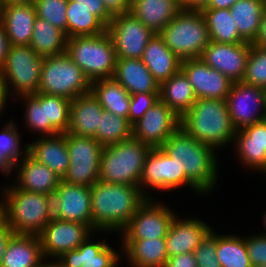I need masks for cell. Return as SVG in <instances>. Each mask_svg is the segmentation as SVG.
I'll list each match as a JSON object with an SVG mask.
<instances>
[{"label": "cell", "instance_id": "1", "mask_svg": "<svg viewBox=\"0 0 266 267\" xmlns=\"http://www.w3.org/2000/svg\"><path fill=\"white\" fill-rule=\"evenodd\" d=\"M90 192L92 231L98 234L120 233L147 200L137 185L112 184L98 180L90 187Z\"/></svg>", "mask_w": 266, "mask_h": 267}, {"label": "cell", "instance_id": "2", "mask_svg": "<svg viewBox=\"0 0 266 267\" xmlns=\"http://www.w3.org/2000/svg\"><path fill=\"white\" fill-rule=\"evenodd\" d=\"M161 148L203 195L213 192L219 178L220 163L214 147L201 143L179 127Z\"/></svg>", "mask_w": 266, "mask_h": 267}, {"label": "cell", "instance_id": "3", "mask_svg": "<svg viewBox=\"0 0 266 267\" xmlns=\"http://www.w3.org/2000/svg\"><path fill=\"white\" fill-rule=\"evenodd\" d=\"M180 121V127L190 136L217 151L234 141L236 129L225 100L197 99Z\"/></svg>", "mask_w": 266, "mask_h": 267}, {"label": "cell", "instance_id": "4", "mask_svg": "<svg viewBox=\"0 0 266 267\" xmlns=\"http://www.w3.org/2000/svg\"><path fill=\"white\" fill-rule=\"evenodd\" d=\"M7 224L16 234L39 235L53 218V195L3 187Z\"/></svg>", "mask_w": 266, "mask_h": 267}, {"label": "cell", "instance_id": "5", "mask_svg": "<svg viewBox=\"0 0 266 267\" xmlns=\"http://www.w3.org/2000/svg\"><path fill=\"white\" fill-rule=\"evenodd\" d=\"M151 149L149 145L134 138L103 147L99 180L139 186L146 156Z\"/></svg>", "mask_w": 266, "mask_h": 267}, {"label": "cell", "instance_id": "6", "mask_svg": "<svg viewBox=\"0 0 266 267\" xmlns=\"http://www.w3.org/2000/svg\"><path fill=\"white\" fill-rule=\"evenodd\" d=\"M66 54L80 67L90 82L114 76L117 56L107 31L95 36L68 38Z\"/></svg>", "mask_w": 266, "mask_h": 267}, {"label": "cell", "instance_id": "7", "mask_svg": "<svg viewBox=\"0 0 266 267\" xmlns=\"http://www.w3.org/2000/svg\"><path fill=\"white\" fill-rule=\"evenodd\" d=\"M159 35L181 60L200 58L211 41L202 12L183 8Z\"/></svg>", "mask_w": 266, "mask_h": 267}, {"label": "cell", "instance_id": "8", "mask_svg": "<svg viewBox=\"0 0 266 267\" xmlns=\"http://www.w3.org/2000/svg\"><path fill=\"white\" fill-rule=\"evenodd\" d=\"M91 82L66 54L43 57L38 93L73 100L90 92Z\"/></svg>", "mask_w": 266, "mask_h": 267}, {"label": "cell", "instance_id": "9", "mask_svg": "<svg viewBox=\"0 0 266 267\" xmlns=\"http://www.w3.org/2000/svg\"><path fill=\"white\" fill-rule=\"evenodd\" d=\"M43 57L30 46L10 45L0 78L7 95L21 96L38 93Z\"/></svg>", "mask_w": 266, "mask_h": 267}, {"label": "cell", "instance_id": "10", "mask_svg": "<svg viewBox=\"0 0 266 267\" xmlns=\"http://www.w3.org/2000/svg\"><path fill=\"white\" fill-rule=\"evenodd\" d=\"M69 167L62 180L69 184L93 186L99 180L103 146L94 137L65 133Z\"/></svg>", "mask_w": 266, "mask_h": 267}, {"label": "cell", "instance_id": "11", "mask_svg": "<svg viewBox=\"0 0 266 267\" xmlns=\"http://www.w3.org/2000/svg\"><path fill=\"white\" fill-rule=\"evenodd\" d=\"M139 186L147 198L152 197L147 193L148 190L164 192L182 186H188L195 193L202 194L186 178L185 172L180 171L175 160L161 147L152 148L147 154Z\"/></svg>", "mask_w": 266, "mask_h": 267}, {"label": "cell", "instance_id": "12", "mask_svg": "<svg viewBox=\"0 0 266 267\" xmlns=\"http://www.w3.org/2000/svg\"><path fill=\"white\" fill-rule=\"evenodd\" d=\"M155 200V198H147L138 208L127 226L121 231L122 240L166 237L175 213L163 202Z\"/></svg>", "mask_w": 266, "mask_h": 267}, {"label": "cell", "instance_id": "13", "mask_svg": "<svg viewBox=\"0 0 266 267\" xmlns=\"http://www.w3.org/2000/svg\"><path fill=\"white\" fill-rule=\"evenodd\" d=\"M225 101L236 130L266 119V89L262 87L235 82Z\"/></svg>", "mask_w": 266, "mask_h": 267}, {"label": "cell", "instance_id": "14", "mask_svg": "<svg viewBox=\"0 0 266 267\" xmlns=\"http://www.w3.org/2000/svg\"><path fill=\"white\" fill-rule=\"evenodd\" d=\"M107 32L112 38L117 58L140 59L153 33L131 12L114 15Z\"/></svg>", "mask_w": 266, "mask_h": 267}, {"label": "cell", "instance_id": "15", "mask_svg": "<svg viewBox=\"0 0 266 267\" xmlns=\"http://www.w3.org/2000/svg\"><path fill=\"white\" fill-rule=\"evenodd\" d=\"M180 119L160 99L132 125V138L159 148L180 127Z\"/></svg>", "mask_w": 266, "mask_h": 267}, {"label": "cell", "instance_id": "16", "mask_svg": "<svg viewBox=\"0 0 266 267\" xmlns=\"http://www.w3.org/2000/svg\"><path fill=\"white\" fill-rule=\"evenodd\" d=\"M94 233L86 224L63 221L52 218L38 235L45 259L53 262L64 252L77 249L78 246Z\"/></svg>", "mask_w": 266, "mask_h": 267}, {"label": "cell", "instance_id": "17", "mask_svg": "<svg viewBox=\"0 0 266 267\" xmlns=\"http://www.w3.org/2000/svg\"><path fill=\"white\" fill-rule=\"evenodd\" d=\"M53 217L86 224L92 230L90 186L60 181L53 194Z\"/></svg>", "mask_w": 266, "mask_h": 267}, {"label": "cell", "instance_id": "18", "mask_svg": "<svg viewBox=\"0 0 266 267\" xmlns=\"http://www.w3.org/2000/svg\"><path fill=\"white\" fill-rule=\"evenodd\" d=\"M250 49L249 42L225 44L210 41L200 58L235 83L243 81Z\"/></svg>", "mask_w": 266, "mask_h": 267}, {"label": "cell", "instance_id": "19", "mask_svg": "<svg viewBox=\"0 0 266 267\" xmlns=\"http://www.w3.org/2000/svg\"><path fill=\"white\" fill-rule=\"evenodd\" d=\"M181 70L189 79L197 99L226 100L233 85L229 78L206 65L201 58L182 60Z\"/></svg>", "mask_w": 266, "mask_h": 267}, {"label": "cell", "instance_id": "20", "mask_svg": "<svg viewBox=\"0 0 266 267\" xmlns=\"http://www.w3.org/2000/svg\"><path fill=\"white\" fill-rule=\"evenodd\" d=\"M92 235L93 233L77 249L64 252L54 261V267H118L123 256L104 240L93 242Z\"/></svg>", "mask_w": 266, "mask_h": 267}, {"label": "cell", "instance_id": "21", "mask_svg": "<svg viewBox=\"0 0 266 267\" xmlns=\"http://www.w3.org/2000/svg\"><path fill=\"white\" fill-rule=\"evenodd\" d=\"M233 143L239 163L247 169L266 173V119L236 130Z\"/></svg>", "mask_w": 266, "mask_h": 267}, {"label": "cell", "instance_id": "22", "mask_svg": "<svg viewBox=\"0 0 266 267\" xmlns=\"http://www.w3.org/2000/svg\"><path fill=\"white\" fill-rule=\"evenodd\" d=\"M212 229L201 218L193 217L185 220L175 214L165 237L168 257L193 253Z\"/></svg>", "mask_w": 266, "mask_h": 267}, {"label": "cell", "instance_id": "23", "mask_svg": "<svg viewBox=\"0 0 266 267\" xmlns=\"http://www.w3.org/2000/svg\"><path fill=\"white\" fill-rule=\"evenodd\" d=\"M14 171L17 175L15 186L29 192L53 195L62 180L48 166L36 161L29 154L14 165Z\"/></svg>", "mask_w": 266, "mask_h": 267}, {"label": "cell", "instance_id": "24", "mask_svg": "<svg viewBox=\"0 0 266 267\" xmlns=\"http://www.w3.org/2000/svg\"><path fill=\"white\" fill-rule=\"evenodd\" d=\"M37 17L35 5H4L0 13L10 45L29 46Z\"/></svg>", "mask_w": 266, "mask_h": 267}, {"label": "cell", "instance_id": "25", "mask_svg": "<svg viewBox=\"0 0 266 267\" xmlns=\"http://www.w3.org/2000/svg\"><path fill=\"white\" fill-rule=\"evenodd\" d=\"M28 154L48 166L61 178L68 170L70 160L65 133L39 136L34 142H29Z\"/></svg>", "mask_w": 266, "mask_h": 267}, {"label": "cell", "instance_id": "26", "mask_svg": "<svg viewBox=\"0 0 266 267\" xmlns=\"http://www.w3.org/2000/svg\"><path fill=\"white\" fill-rule=\"evenodd\" d=\"M103 110L91 91L74 98L70 105V124L67 133L95 137Z\"/></svg>", "mask_w": 266, "mask_h": 267}, {"label": "cell", "instance_id": "27", "mask_svg": "<svg viewBox=\"0 0 266 267\" xmlns=\"http://www.w3.org/2000/svg\"><path fill=\"white\" fill-rule=\"evenodd\" d=\"M140 59L159 84L181 70L182 60L168 48L159 34H154L149 40Z\"/></svg>", "mask_w": 266, "mask_h": 267}, {"label": "cell", "instance_id": "28", "mask_svg": "<svg viewBox=\"0 0 266 267\" xmlns=\"http://www.w3.org/2000/svg\"><path fill=\"white\" fill-rule=\"evenodd\" d=\"M113 78L130 95L137 93H159L160 84L154 79L141 59L117 58Z\"/></svg>", "mask_w": 266, "mask_h": 267}, {"label": "cell", "instance_id": "29", "mask_svg": "<svg viewBox=\"0 0 266 267\" xmlns=\"http://www.w3.org/2000/svg\"><path fill=\"white\" fill-rule=\"evenodd\" d=\"M176 0H131L130 12L153 33L162 29L181 11Z\"/></svg>", "mask_w": 266, "mask_h": 267}, {"label": "cell", "instance_id": "30", "mask_svg": "<svg viewBox=\"0 0 266 267\" xmlns=\"http://www.w3.org/2000/svg\"><path fill=\"white\" fill-rule=\"evenodd\" d=\"M122 241L123 256L131 267H164L168 259L165 238Z\"/></svg>", "mask_w": 266, "mask_h": 267}, {"label": "cell", "instance_id": "31", "mask_svg": "<svg viewBox=\"0 0 266 267\" xmlns=\"http://www.w3.org/2000/svg\"><path fill=\"white\" fill-rule=\"evenodd\" d=\"M44 260L39 236L15 234L8 243L1 267H36Z\"/></svg>", "mask_w": 266, "mask_h": 267}, {"label": "cell", "instance_id": "32", "mask_svg": "<svg viewBox=\"0 0 266 267\" xmlns=\"http://www.w3.org/2000/svg\"><path fill=\"white\" fill-rule=\"evenodd\" d=\"M159 98L179 118H181L197 100L192 85L182 70L160 84Z\"/></svg>", "mask_w": 266, "mask_h": 267}, {"label": "cell", "instance_id": "33", "mask_svg": "<svg viewBox=\"0 0 266 267\" xmlns=\"http://www.w3.org/2000/svg\"><path fill=\"white\" fill-rule=\"evenodd\" d=\"M265 7V0H238L229 8L239 36L245 42L256 41Z\"/></svg>", "mask_w": 266, "mask_h": 267}, {"label": "cell", "instance_id": "34", "mask_svg": "<svg viewBox=\"0 0 266 267\" xmlns=\"http://www.w3.org/2000/svg\"><path fill=\"white\" fill-rule=\"evenodd\" d=\"M90 91L105 111L128 119L131 95L114 78L92 81Z\"/></svg>", "mask_w": 266, "mask_h": 267}, {"label": "cell", "instance_id": "35", "mask_svg": "<svg viewBox=\"0 0 266 267\" xmlns=\"http://www.w3.org/2000/svg\"><path fill=\"white\" fill-rule=\"evenodd\" d=\"M67 39L65 32L37 16L29 46L41 57L56 56L66 53Z\"/></svg>", "mask_w": 266, "mask_h": 267}, {"label": "cell", "instance_id": "36", "mask_svg": "<svg viewBox=\"0 0 266 267\" xmlns=\"http://www.w3.org/2000/svg\"><path fill=\"white\" fill-rule=\"evenodd\" d=\"M211 41L225 44L245 42L238 33L229 9H202Z\"/></svg>", "mask_w": 266, "mask_h": 267}, {"label": "cell", "instance_id": "37", "mask_svg": "<svg viewBox=\"0 0 266 267\" xmlns=\"http://www.w3.org/2000/svg\"><path fill=\"white\" fill-rule=\"evenodd\" d=\"M25 102L24 107V123L25 127L33 133H38L37 136L55 135L60 133L51 123L47 120L46 113V94L35 93L32 95H21L17 99Z\"/></svg>", "mask_w": 266, "mask_h": 267}, {"label": "cell", "instance_id": "38", "mask_svg": "<svg viewBox=\"0 0 266 267\" xmlns=\"http://www.w3.org/2000/svg\"><path fill=\"white\" fill-rule=\"evenodd\" d=\"M67 37L95 36L107 31V26L90 10L74 5L73 0L67 2Z\"/></svg>", "mask_w": 266, "mask_h": 267}, {"label": "cell", "instance_id": "39", "mask_svg": "<svg viewBox=\"0 0 266 267\" xmlns=\"http://www.w3.org/2000/svg\"><path fill=\"white\" fill-rule=\"evenodd\" d=\"M216 253L221 267H253L246 248V237L216 233Z\"/></svg>", "mask_w": 266, "mask_h": 267}, {"label": "cell", "instance_id": "40", "mask_svg": "<svg viewBox=\"0 0 266 267\" xmlns=\"http://www.w3.org/2000/svg\"><path fill=\"white\" fill-rule=\"evenodd\" d=\"M103 147L132 138V125L127 118L103 110L100 126L94 137Z\"/></svg>", "mask_w": 266, "mask_h": 267}, {"label": "cell", "instance_id": "41", "mask_svg": "<svg viewBox=\"0 0 266 267\" xmlns=\"http://www.w3.org/2000/svg\"><path fill=\"white\" fill-rule=\"evenodd\" d=\"M17 126L12 118L0 131V150L13 165L28 154V143L22 149L20 129Z\"/></svg>", "mask_w": 266, "mask_h": 267}, {"label": "cell", "instance_id": "42", "mask_svg": "<svg viewBox=\"0 0 266 267\" xmlns=\"http://www.w3.org/2000/svg\"><path fill=\"white\" fill-rule=\"evenodd\" d=\"M243 82L266 89V48L251 44Z\"/></svg>", "mask_w": 266, "mask_h": 267}, {"label": "cell", "instance_id": "43", "mask_svg": "<svg viewBox=\"0 0 266 267\" xmlns=\"http://www.w3.org/2000/svg\"><path fill=\"white\" fill-rule=\"evenodd\" d=\"M71 100L55 95H46L47 120L60 132L66 133L70 124Z\"/></svg>", "mask_w": 266, "mask_h": 267}, {"label": "cell", "instance_id": "44", "mask_svg": "<svg viewBox=\"0 0 266 267\" xmlns=\"http://www.w3.org/2000/svg\"><path fill=\"white\" fill-rule=\"evenodd\" d=\"M67 2L68 0H36L37 16L47 20L67 35Z\"/></svg>", "mask_w": 266, "mask_h": 267}, {"label": "cell", "instance_id": "45", "mask_svg": "<svg viewBox=\"0 0 266 267\" xmlns=\"http://www.w3.org/2000/svg\"><path fill=\"white\" fill-rule=\"evenodd\" d=\"M193 254L198 267H221L216 253V232L211 230Z\"/></svg>", "mask_w": 266, "mask_h": 267}, {"label": "cell", "instance_id": "46", "mask_svg": "<svg viewBox=\"0 0 266 267\" xmlns=\"http://www.w3.org/2000/svg\"><path fill=\"white\" fill-rule=\"evenodd\" d=\"M159 99V93L141 92L131 95L130 112L128 115L129 123L133 125L137 122Z\"/></svg>", "mask_w": 266, "mask_h": 267}, {"label": "cell", "instance_id": "47", "mask_svg": "<svg viewBox=\"0 0 266 267\" xmlns=\"http://www.w3.org/2000/svg\"><path fill=\"white\" fill-rule=\"evenodd\" d=\"M246 248L253 267L266 266V235L246 236Z\"/></svg>", "mask_w": 266, "mask_h": 267}, {"label": "cell", "instance_id": "48", "mask_svg": "<svg viewBox=\"0 0 266 267\" xmlns=\"http://www.w3.org/2000/svg\"><path fill=\"white\" fill-rule=\"evenodd\" d=\"M74 5H80L90 10V13L97 16L107 27L113 16L107 11L103 0H73Z\"/></svg>", "mask_w": 266, "mask_h": 267}, {"label": "cell", "instance_id": "49", "mask_svg": "<svg viewBox=\"0 0 266 267\" xmlns=\"http://www.w3.org/2000/svg\"><path fill=\"white\" fill-rule=\"evenodd\" d=\"M164 267H198L193 253H183L168 257Z\"/></svg>", "mask_w": 266, "mask_h": 267}, {"label": "cell", "instance_id": "50", "mask_svg": "<svg viewBox=\"0 0 266 267\" xmlns=\"http://www.w3.org/2000/svg\"><path fill=\"white\" fill-rule=\"evenodd\" d=\"M130 0H103L107 11L112 15L130 12Z\"/></svg>", "mask_w": 266, "mask_h": 267}, {"label": "cell", "instance_id": "51", "mask_svg": "<svg viewBox=\"0 0 266 267\" xmlns=\"http://www.w3.org/2000/svg\"><path fill=\"white\" fill-rule=\"evenodd\" d=\"M15 234L7 223L0 227V256H4L8 243Z\"/></svg>", "mask_w": 266, "mask_h": 267}, {"label": "cell", "instance_id": "52", "mask_svg": "<svg viewBox=\"0 0 266 267\" xmlns=\"http://www.w3.org/2000/svg\"><path fill=\"white\" fill-rule=\"evenodd\" d=\"M9 46L10 44L8 41V37L6 35L5 28L2 22L0 21V69L3 67L5 63Z\"/></svg>", "mask_w": 266, "mask_h": 267}, {"label": "cell", "instance_id": "53", "mask_svg": "<svg viewBox=\"0 0 266 267\" xmlns=\"http://www.w3.org/2000/svg\"><path fill=\"white\" fill-rule=\"evenodd\" d=\"M253 45L266 47V7L261 21L259 35Z\"/></svg>", "mask_w": 266, "mask_h": 267}, {"label": "cell", "instance_id": "54", "mask_svg": "<svg viewBox=\"0 0 266 267\" xmlns=\"http://www.w3.org/2000/svg\"><path fill=\"white\" fill-rule=\"evenodd\" d=\"M211 0H186V3L182 6L185 10L201 11L206 8Z\"/></svg>", "mask_w": 266, "mask_h": 267}, {"label": "cell", "instance_id": "55", "mask_svg": "<svg viewBox=\"0 0 266 267\" xmlns=\"http://www.w3.org/2000/svg\"><path fill=\"white\" fill-rule=\"evenodd\" d=\"M14 171V165L4 156L0 150V172L5 175H12Z\"/></svg>", "mask_w": 266, "mask_h": 267}, {"label": "cell", "instance_id": "56", "mask_svg": "<svg viewBox=\"0 0 266 267\" xmlns=\"http://www.w3.org/2000/svg\"><path fill=\"white\" fill-rule=\"evenodd\" d=\"M238 0H211L204 9H229Z\"/></svg>", "mask_w": 266, "mask_h": 267}, {"label": "cell", "instance_id": "57", "mask_svg": "<svg viewBox=\"0 0 266 267\" xmlns=\"http://www.w3.org/2000/svg\"><path fill=\"white\" fill-rule=\"evenodd\" d=\"M8 98L11 97H8L5 85L3 84L0 78V116H2L1 114H3L8 105L7 104V101L9 100Z\"/></svg>", "mask_w": 266, "mask_h": 267}, {"label": "cell", "instance_id": "58", "mask_svg": "<svg viewBox=\"0 0 266 267\" xmlns=\"http://www.w3.org/2000/svg\"><path fill=\"white\" fill-rule=\"evenodd\" d=\"M2 198L0 200V227L7 223V213H6V198L3 188L1 189Z\"/></svg>", "mask_w": 266, "mask_h": 267}, {"label": "cell", "instance_id": "59", "mask_svg": "<svg viewBox=\"0 0 266 267\" xmlns=\"http://www.w3.org/2000/svg\"><path fill=\"white\" fill-rule=\"evenodd\" d=\"M2 5H16V4H32L35 5L36 0H1Z\"/></svg>", "mask_w": 266, "mask_h": 267}, {"label": "cell", "instance_id": "60", "mask_svg": "<svg viewBox=\"0 0 266 267\" xmlns=\"http://www.w3.org/2000/svg\"><path fill=\"white\" fill-rule=\"evenodd\" d=\"M36 267H54V262L51 260L46 261L45 259L41 264L37 265Z\"/></svg>", "mask_w": 266, "mask_h": 267}, {"label": "cell", "instance_id": "61", "mask_svg": "<svg viewBox=\"0 0 266 267\" xmlns=\"http://www.w3.org/2000/svg\"><path fill=\"white\" fill-rule=\"evenodd\" d=\"M262 221H263L264 229L266 230V211L263 214ZM265 230H264V232L262 231V234H264V235H266Z\"/></svg>", "mask_w": 266, "mask_h": 267}, {"label": "cell", "instance_id": "62", "mask_svg": "<svg viewBox=\"0 0 266 267\" xmlns=\"http://www.w3.org/2000/svg\"><path fill=\"white\" fill-rule=\"evenodd\" d=\"M178 3H180L182 6L186 3V0H176Z\"/></svg>", "mask_w": 266, "mask_h": 267}, {"label": "cell", "instance_id": "63", "mask_svg": "<svg viewBox=\"0 0 266 267\" xmlns=\"http://www.w3.org/2000/svg\"><path fill=\"white\" fill-rule=\"evenodd\" d=\"M2 7H3L2 1L0 0V13H1Z\"/></svg>", "mask_w": 266, "mask_h": 267}, {"label": "cell", "instance_id": "64", "mask_svg": "<svg viewBox=\"0 0 266 267\" xmlns=\"http://www.w3.org/2000/svg\"><path fill=\"white\" fill-rule=\"evenodd\" d=\"M2 256H0V267H1V265H2Z\"/></svg>", "mask_w": 266, "mask_h": 267}]
</instances>
